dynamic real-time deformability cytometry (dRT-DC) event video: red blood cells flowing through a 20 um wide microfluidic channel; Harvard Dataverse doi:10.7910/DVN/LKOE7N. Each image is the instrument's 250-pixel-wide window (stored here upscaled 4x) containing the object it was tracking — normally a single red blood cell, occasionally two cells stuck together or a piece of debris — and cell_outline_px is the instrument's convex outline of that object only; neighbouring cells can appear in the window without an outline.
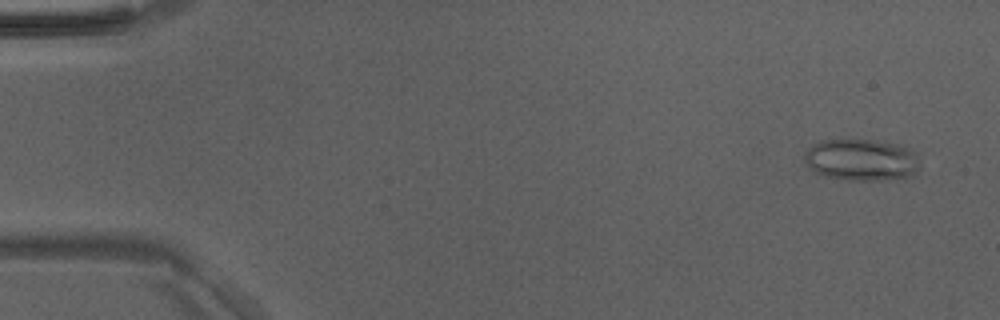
{"species": "Egyptian fruit bat (a non-hibernating species)", "species_latin": "Rousettus aegyptiacus", "temperature_condition": "room temperature", "stored_images_in_passage": 49, "camera_frame_rate_fps": 3000, "um_per_image_px": 0.085, "animal": {"sex": "male"}, "frame": {"image": 1, "passage_image": 3, "time_ms": 0.667, "image_size_px": [1000, 320], "cell_outline_px": [[920, 168], [916, 176], [880, 180], [848, 180], [824, 176], [816, 172], [804, 160], [804, 152], [808, 148], [820, 140], [876, 140], [900, 144], [912, 148], [916, 152], [920, 160]], "centroid_in_image_um": [73.31, 13.58], "position_along_channel_um": 11.7, "area_um2": 28.61}}
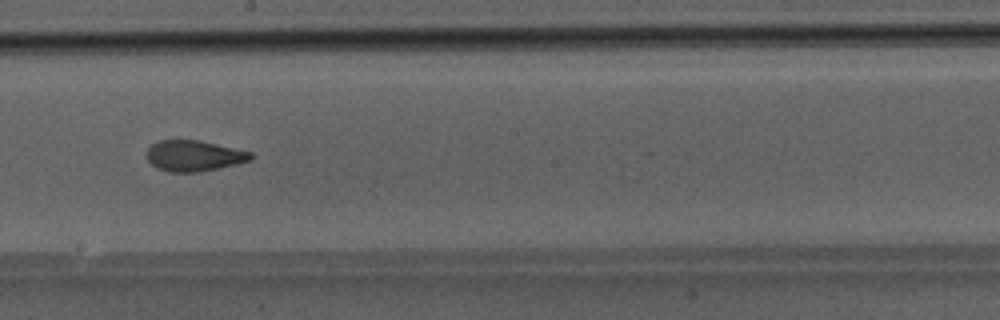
{"frame": {"image": 2, "passage_image": 28, "time_ms": 9.0, "image_size_px": [1000, 320], "cell_outline_px": [[252, 160], [236, 164], [200, 172], [168, 172], [156, 168], [148, 160], [148, 148], [156, 140], [200, 140], [252, 152]], "centroid_in_image_um": [16.48, 13.24], "position_along_channel_um": 231.7, "area_um2": 18.73}}
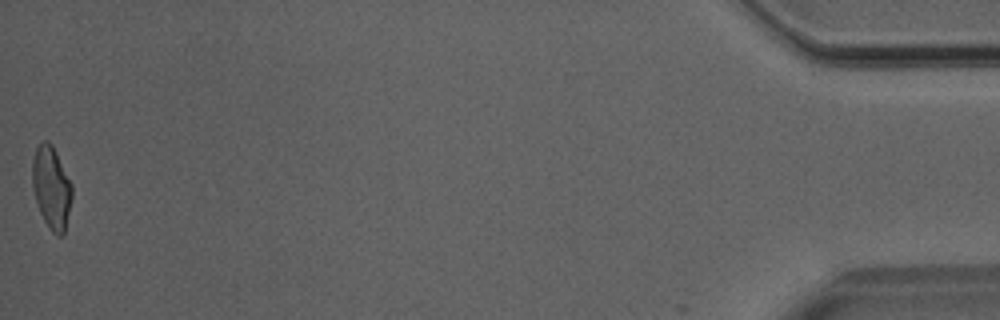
{"frame": {"image": 3, "passage_image": 49, "time_ms": 16.0, "image_size_px": [1000, 320], "cell_outline_px": [[72, 196], [64, 236], [56, 236], [48, 228], [40, 212], [32, 188], [32, 160], [36, 148], [40, 140], [48, 140], [52, 144], [72, 184]], "centroid_in_image_um": [4.36, 15.94], "position_along_channel_um": 430.8, "area_um2": 19.31}}